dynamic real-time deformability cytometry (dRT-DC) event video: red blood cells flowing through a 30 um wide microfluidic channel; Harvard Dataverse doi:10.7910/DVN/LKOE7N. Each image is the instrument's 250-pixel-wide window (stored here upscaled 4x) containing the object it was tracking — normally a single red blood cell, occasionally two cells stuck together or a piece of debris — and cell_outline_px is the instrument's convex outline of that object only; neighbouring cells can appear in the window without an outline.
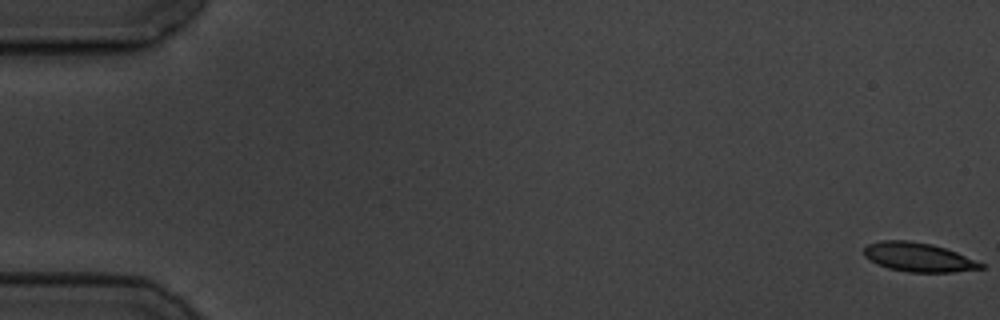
{"species": "common noctule bat (a hibernating species)", "species_latin": "Nyctalus noctula", "temperature_condition": "cold", "stored_images_in_passage": 59, "camera_frame_rate_fps": 3000, "um_per_image_px": 0.085, "animal": {"sex": "male", "body_mass_g": 19.5, "forearm_length_mm": 54.6}, "frame": {"image": 1, "passage_image": 1, "time_ms": 0.0, "image_size_px": [1000, 320], "cell_outline_px": [[984, 268], [952, 272], [908, 272], [888, 268], [864, 256], [864, 248], [868, 244], [880, 240], [908, 240], [932, 244], [956, 252], [984, 264]], "centroid_in_image_um": [78.05, 21.85], "position_along_channel_um": 6.9, "area_um2": 19.54}}
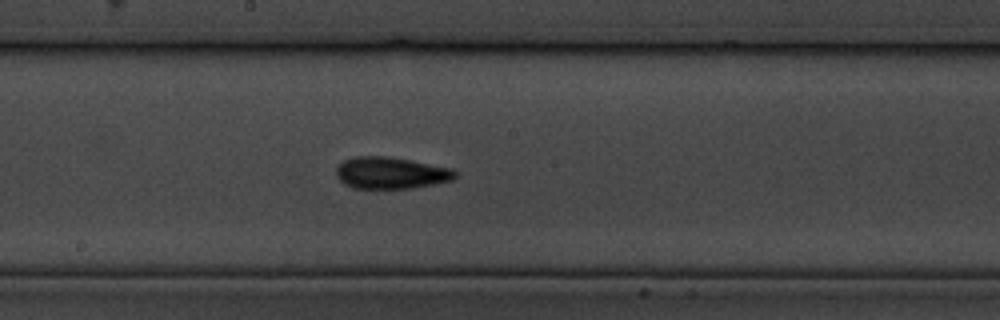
{"frame": {"image": 2, "passage_image": 32, "time_ms": 10.333, "image_size_px": [1000, 320], "cell_outline_px": [[456, 176], [452, 180], [412, 188], [352, 188], [344, 184], [336, 176], [336, 168], [344, 160], [356, 156], [388, 156], [452, 168], [456, 172]], "centroid_in_image_um": [33.2, 14.69], "position_along_channel_um": 215.0, "area_um2": 21.91}}
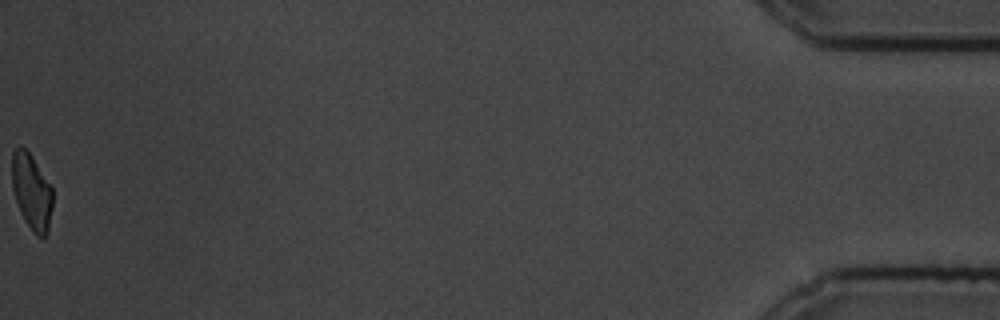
{"frame": {"image": 3, "passage_image": 59, "time_ms": 19.333, "image_size_px": [1000, 320], "cell_outline_px": [[52, 208], [48, 232], [44, 236], [36, 236], [24, 220], [20, 212], [12, 188], [12, 152], [20, 144], [28, 152], [52, 184]], "centroid_in_image_um": [2.69, 16.29], "position_along_channel_um": 432.5, "area_um2": 18.09}, "authors_computed_cell_mechanics": {"area_um2": 20.6346, "velocity_mm_per_s": 3.4757, "shape_relaxation_time_tau1_ms": 5.1696, "shape_relaxation_time_tau2_ms": 2.908, "deformation_change_tau1": 0.1629, "deformation_change_tau2": 0.0987}}